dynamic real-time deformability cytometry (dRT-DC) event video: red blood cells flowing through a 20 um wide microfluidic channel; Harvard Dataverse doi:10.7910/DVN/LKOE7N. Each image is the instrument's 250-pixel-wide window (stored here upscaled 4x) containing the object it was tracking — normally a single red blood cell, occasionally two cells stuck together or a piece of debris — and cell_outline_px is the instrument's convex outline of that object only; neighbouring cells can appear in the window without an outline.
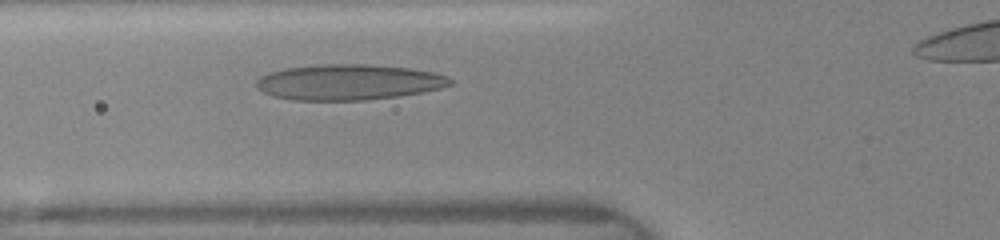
{"species": "human", "species_latin": "Homo sapiens", "temperature_condition": "room temperature", "stored_images_in_passage": 31, "camera_frame_rate_fps": 3000, "um_per_image_px": 0.085, "donor": {"sex": "female"}, "frame": {"image": 1, "passage_image": 7, "time_ms": 2.333, "image_size_px": [1000, 240], "cell_outline_px": [[452, 84], [440, 88], [424, 92], [400, 96], [364, 100], [292, 100], [272, 96], [264, 92], [256, 84], [256, 80], [260, 76], [268, 72], [288, 68], [324, 64], [368, 64], [408, 68], [436, 72], [448, 76], [452, 80]], "centroid_in_image_um": [29.66, 6.98], "position_along_channel_um": 96.1, "area_um2": 40.29}}
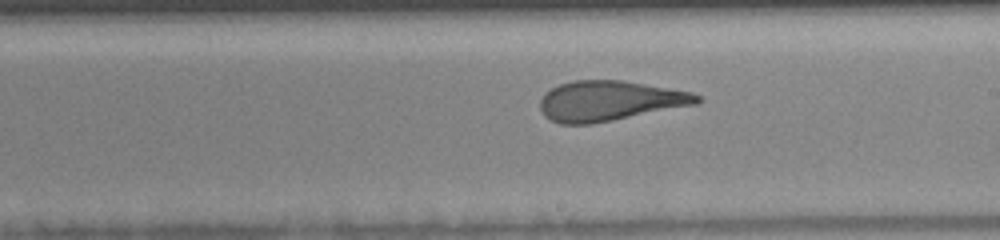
{"frame": {"image": 2, "passage_image": 16, "time_ms": 5.667, "image_size_px": [1000, 240], "cell_outline_px": [[704, 100], [696, 104], [592, 124], [560, 124], [544, 116], [540, 108], [540, 100], [552, 88], [560, 84], [572, 80], [624, 80], [692, 92], [700, 96]], "centroid_in_image_um": [51.83, 8.57], "position_along_channel_um": 237.2, "area_um2": 36.53}}
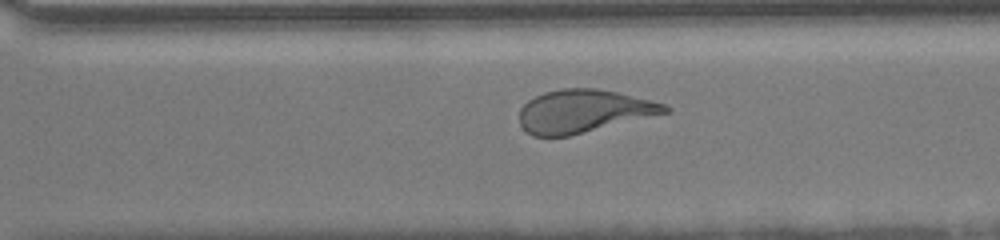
{"frame": {"image": 3, "passage_image": 22, "time_ms": 7.667, "image_size_px": [1000, 240], "cell_outline_px": [[672, 112], [568, 136], [532, 136], [520, 124], [520, 108], [528, 100], [544, 92], [560, 88], [596, 88], [616, 92], [664, 104], [672, 108]], "centroid_in_image_um": [49.61, 9.45], "position_along_channel_um": 321.0, "area_um2": 36.3}}